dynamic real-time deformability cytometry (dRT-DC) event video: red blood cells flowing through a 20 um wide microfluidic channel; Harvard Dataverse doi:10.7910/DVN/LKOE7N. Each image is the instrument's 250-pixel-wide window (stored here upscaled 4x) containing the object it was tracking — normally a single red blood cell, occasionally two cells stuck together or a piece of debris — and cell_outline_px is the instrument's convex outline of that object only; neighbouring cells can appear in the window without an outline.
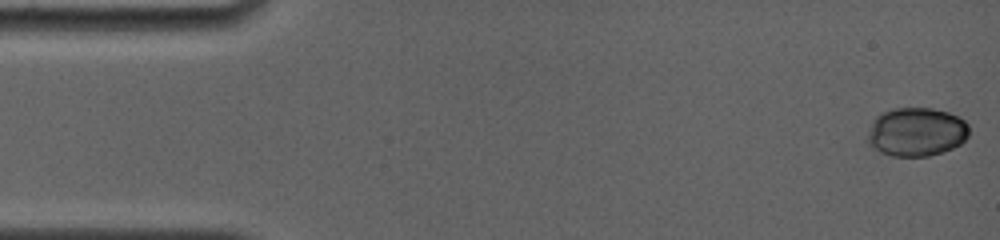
{"species": "common noctule bat (a hibernating species)", "species_latin": "Nyctalus noctula", "temperature_condition": "room temperature", "stored_images_in_passage": 61, "camera_frame_rate_fps": 4000, "um_per_image_px": 0.085, "animal": {"sex": "female", "body_mass_g": 19.0, "forearm_length_mm": 56.7}, "frame": {"image": 1, "passage_image": 1, "time_ms": 0.0, "image_size_px": [1000, 240], "cell_outline_px": [[968, 136], [960, 144], [944, 152], [928, 156], [892, 156], [880, 152], [868, 140], [868, 132], [872, 120], [880, 112], [892, 108], [932, 108], [948, 112], [960, 116], [968, 124]], "centroid_in_image_um": [77.91, 11.19], "position_along_channel_um": 7.1, "area_um2": 28.96}}
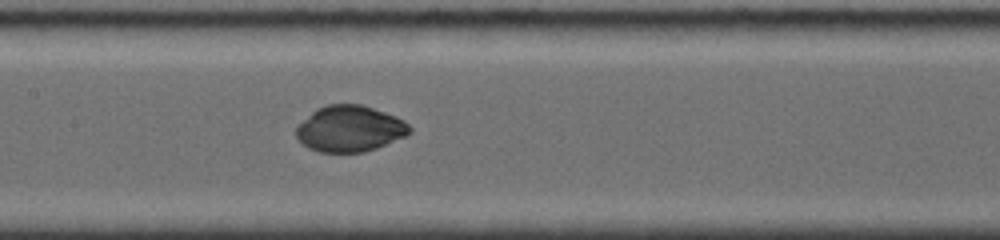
{"frame": {"image": 2, "passage_image": 34, "time_ms": 7.75, "image_size_px": [1000, 240], "cell_outline_px": [[412, 132], [404, 136], [376, 148], [364, 152], [320, 152], [308, 148], [296, 136], [296, 128], [316, 108], [328, 104], [360, 104], [396, 116], [404, 120], [412, 128]], "centroid_in_image_um": [29.74, 10.94], "position_along_channel_um": 177.7, "area_um2": 30.23}}
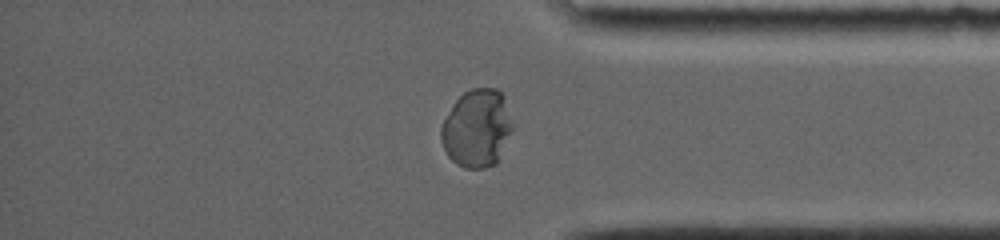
{"frame": {"image": 3, "passage_image": 59, "time_ms": 13.5, "image_size_px": [1000, 240], "cell_outline_px": [[512, 132], [496, 164], [484, 168], [464, 168], [456, 164], [448, 156], [440, 140], [440, 128], [452, 104], [464, 92], [472, 88], [496, 88], [504, 96], [512, 124]], "centroid_in_image_um": [40.52, 10.91], "position_along_channel_um": 394.7, "area_um2": 32.48}}